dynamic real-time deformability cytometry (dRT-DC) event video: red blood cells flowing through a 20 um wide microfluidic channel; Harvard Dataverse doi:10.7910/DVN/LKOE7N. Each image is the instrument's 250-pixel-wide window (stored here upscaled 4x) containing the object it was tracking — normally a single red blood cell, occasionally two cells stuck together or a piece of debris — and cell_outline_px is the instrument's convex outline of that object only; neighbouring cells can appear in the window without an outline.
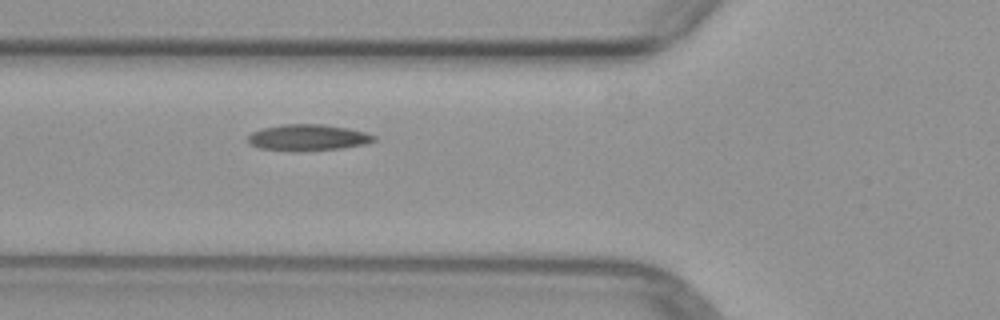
{"species": "common noctule bat (a hibernating species)", "species_latin": "Nyctalus noctula", "temperature_condition": "warm", "stored_images_in_passage": 3, "camera_frame_rate_fps": 3000, "um_per_image_px": 0.085, "animal": {"sex": "female", "body_mass_g": 29.2, "forearm_length_mm": 56.3}, "frame": {"image": 1, "passage_image": 3, "time_ms": 2.333, "image_size_px": [1000, 320], "cell_outline_px": [[376, 140], [368, 144], [340, 148], [260, 148], [252, 144], [248, 140], [248, 136], [252, 132], [260, 128], [284, 124], [324, 124], [348, 128], [364, 132], [376, 136]], "centroid_in_image_um": [26.24, 11.63], "position_along_channel_um": 99.6, "area_um2": 18.26}}